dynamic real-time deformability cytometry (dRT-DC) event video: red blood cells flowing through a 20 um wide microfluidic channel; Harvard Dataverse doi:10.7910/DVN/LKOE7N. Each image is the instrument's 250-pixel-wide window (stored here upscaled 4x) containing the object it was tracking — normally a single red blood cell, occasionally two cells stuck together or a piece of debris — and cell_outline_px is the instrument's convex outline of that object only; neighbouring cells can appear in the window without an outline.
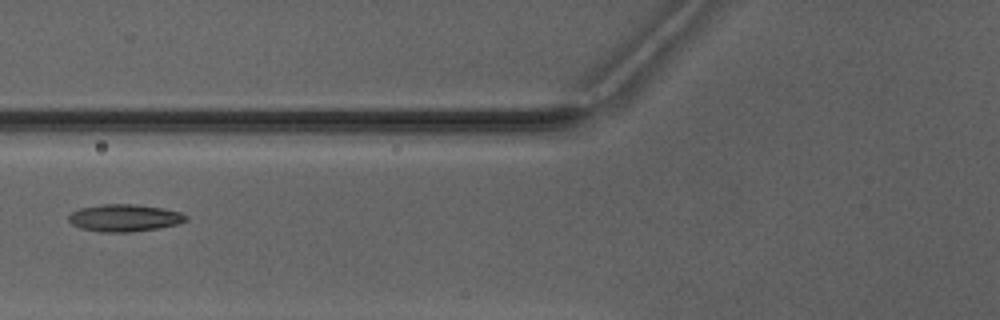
{"species": "Egyptian fruit bat (a non-hibernating species)", "species_latin": "Rousettus aegyptiacus", "temperature_condition": "warm", "stored_images_in_passage": 5, "camera_frame_rate_fps": 3000, "um_per_image_px": 0.085, "animal": {"sex": "male"}, "frame": {"image": 1, "passage_image": 4, "time_ms": 3.667, "image_size_px": [1000, 320], "cell_outline_px": [[188, 220], [176, 224], [156, 228], [128, 232], [100, 232], [80, 228], [72, 224], [68, 220], [68, 216], [72, 212], [80, 208], [104, 204], [136, 204], [164, 208], [180, 212], [188, 216]], "centroid_in_image_um": [10.57, 18.51], "position_along_channel_um": 115.2, "area_um2": 18.55}}
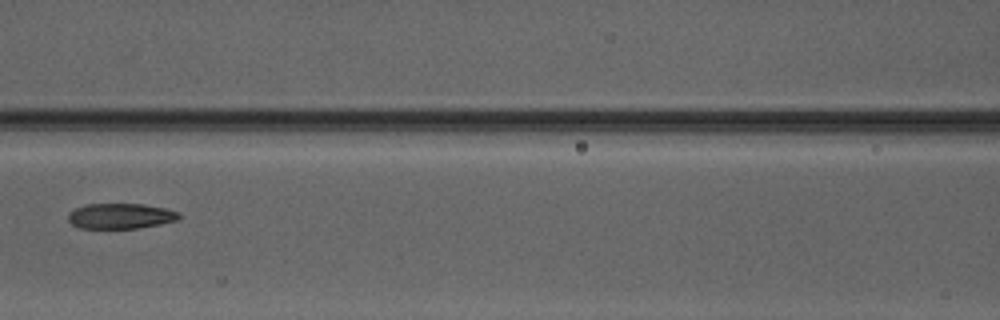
{"frame": {"image": 2, "passage_image": 5, "time_ms": 4.667, "image_size_px": [1000, 320], "cell_outline_px": [[180, 220], [160, 224], [136, 228], [80, 228], [72, 224], [68, 220], [68, 212], [84, 204], [144, 204], [164, 208], [180, 212]], "centroid_in_image_um": [10.25, 18.36], "position_along_channel_um": 156.3, "area_um2": 16.47}}